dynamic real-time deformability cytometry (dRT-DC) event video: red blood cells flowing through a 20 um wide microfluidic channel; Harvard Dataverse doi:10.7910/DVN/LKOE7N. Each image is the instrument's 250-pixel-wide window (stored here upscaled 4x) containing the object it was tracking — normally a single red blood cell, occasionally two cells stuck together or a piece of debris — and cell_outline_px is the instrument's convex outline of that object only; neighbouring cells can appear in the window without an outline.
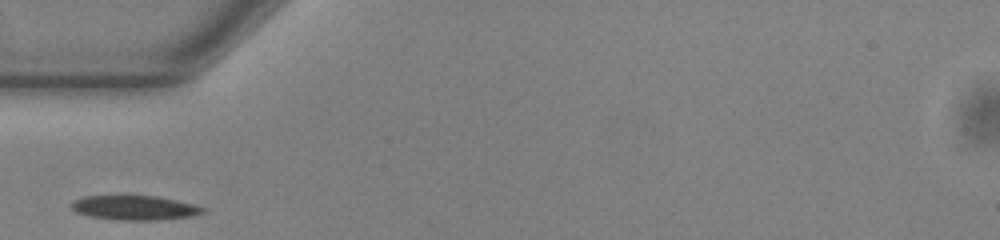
{"species": "common noctule bat (a hibernating species)", "species_latin": "Nyctalus noctula", "temperature_condition": "warm", "stored_images_in_passage": 26, "camera_frame_rate_fps": 3000, "um_per_image_px": 0.085, "animal": {"sex": "male", "body_mass_g": 13.0, "forearm_length_mm": 53.1}, "frame": {"image": 1, "passage_image": 1, "time_ms": 0.0, "image_size_px": [1000, 240], "cell_outline_px": [[208, 208], [204, 212], [192, 216], [156, 220], [116, 220], [88, 216], [76, 212], [68, 204], [72, 200], [84, 196], [156, 196], [176, 200]], "centroid_in_image_um": [11.4, 17.66], "position_along_channel_um": 73.6, "area_um2": 18.84}}
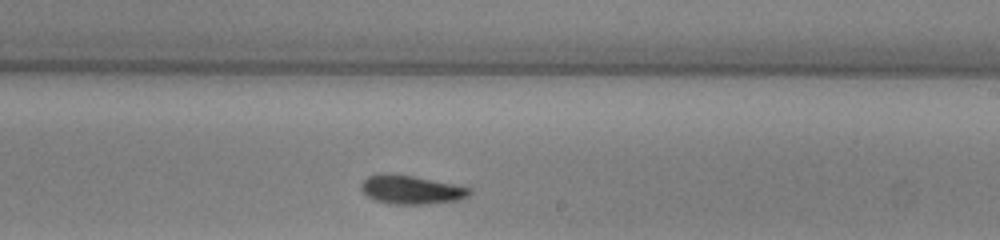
{"frame": {"image": 2, "passage_image": 15, "time_ms": 4.667, "image_size_px": [1000, 240], "cell_outline_px": [[472, 192], [468, 196], [460, 200], [428, 204], [388, 204], [372, 200], [360, 188], [360, 184], [368, 176], [376, 172], [384, 172], [412, 176], [472, 188]], "centroid_in_image_um": [34.91, 16.12], "position_along_channel_um": 254.1, "area_um2": 18.38}}
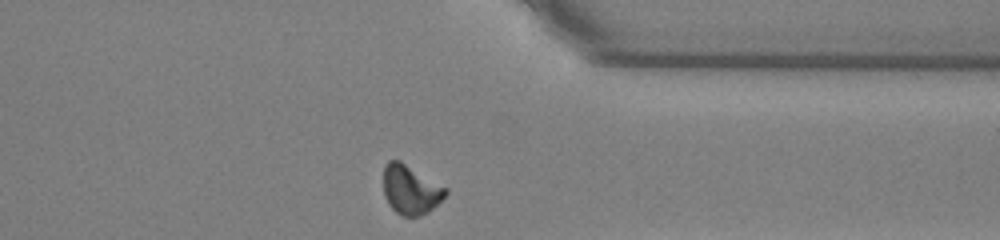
{"frame": {"image": 3, "passage_image": 25, "time_ms": 8.0, "image_size_px": [1000, 240], "cell_outline_px": [[448, 192], [428, 212], [420, 216], [400, 216], [388, 204], [384, 196], [384, 164], [388, 160], [400, 160], [448, 188]], "centroid_in_image_um": [34.88, 16.11], "position_along_channel_um": 376.5, "area_um2": 17.86}}